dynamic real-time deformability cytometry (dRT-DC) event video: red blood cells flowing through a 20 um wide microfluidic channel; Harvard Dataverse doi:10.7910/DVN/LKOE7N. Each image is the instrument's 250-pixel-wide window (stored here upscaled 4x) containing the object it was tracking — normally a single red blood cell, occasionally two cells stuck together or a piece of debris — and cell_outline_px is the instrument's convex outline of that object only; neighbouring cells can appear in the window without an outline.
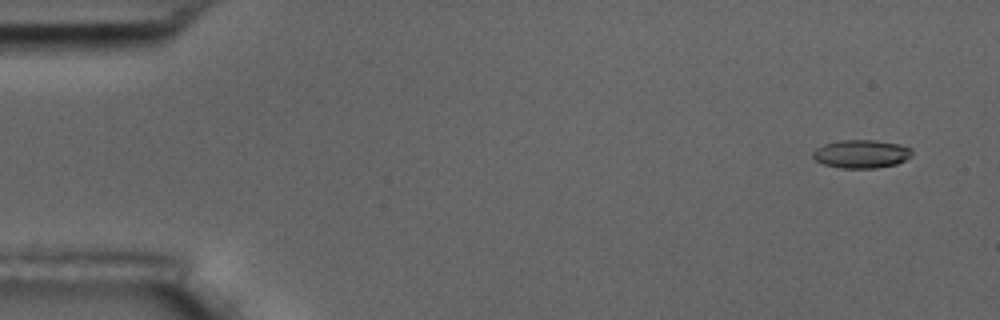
{"species": "common noctule bat (a hibernating species)", "species_latin": "Nyctalus noctula", "temperature_condition": "room temperature", "stored_images_in_passage": 6, "camera_frame_rate_fps": 3000, "um_per_image_px": 0.085, "animal": {"sex": "male", "body_mass_g": 17.5, "forearm_length_mm": 52.3}, "frame": {"image": 1, "passage_image": 1, "time_ms": 0.0, "image_size_px": [1000, 320], "cell_outline_px": [[912, 156], [896, 164], [876, 168], [840, 168], [824, 164], [816, 160], [812, 156], [812, 152], [816, 148], [824, 144], [840, 140], [876, 140], [900, 144], [912, 148]], "centroid_in_image_um": [73.22, 13.08], "position_along_channel_um": 11.8, "area_um2": 16.42}}
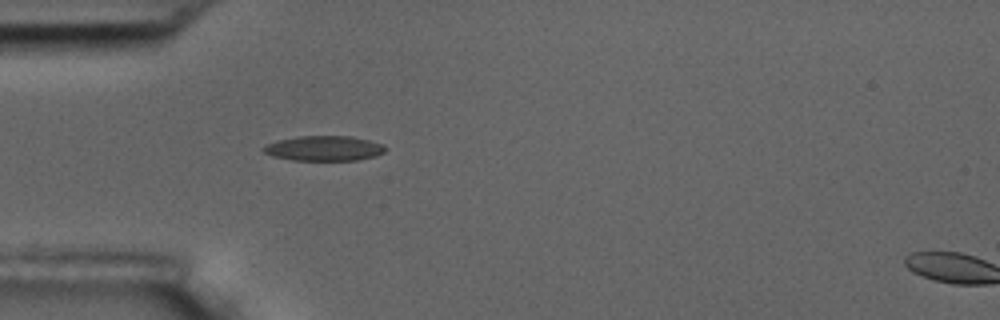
{"frame": {"image": 2, "passage_image": 5, "time_ms": 4.667, "image_size_px": [1000, 320], "cell_outline_px": [[388, 148], [384, 152], [376, 156], [356, 160], [292, 160], [272, 156], [264, 152], [264, 144], [296, 136], [352, 136], [384, 144]], "centroid_in_image_um": [27.57, 12.6], "position_along_channel_um": 57.4, "area_um2": 17.8}}